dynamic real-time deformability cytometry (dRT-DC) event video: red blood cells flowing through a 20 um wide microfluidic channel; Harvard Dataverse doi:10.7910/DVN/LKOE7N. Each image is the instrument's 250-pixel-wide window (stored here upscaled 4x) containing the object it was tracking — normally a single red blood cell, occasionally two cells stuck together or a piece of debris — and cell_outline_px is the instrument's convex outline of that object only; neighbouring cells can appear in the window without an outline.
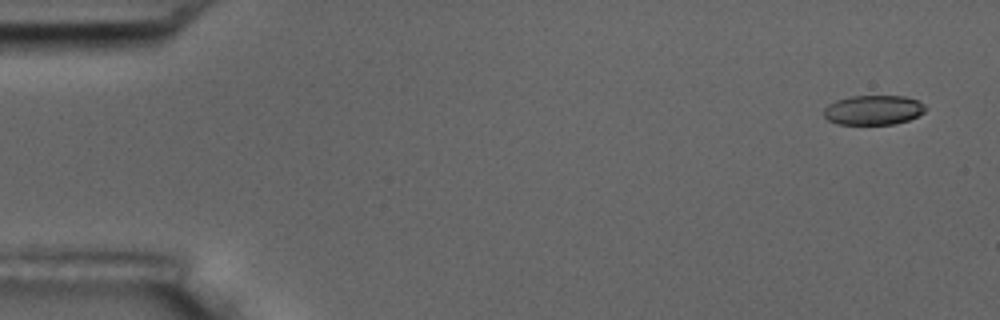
{"species": "common noctule bat (a hibernating species)", "species_latin": "Nyctalus noctula", "temperature_condition": "room temperature", "stored_images_in_passage": 5, "camera_frame_rate_fps": 3000, "um_per_image_px": 0.085, "animal": {"sex": "male", "body_mass_g": 17.5, "forearm_length_mm": 52.3}, "frame": {"image": 1, "passage_image": 1, "time_ms": 0.0, "image_size_px": [1000, 320], "cell_outline_px": [[928, 108], [924, 112], [908, 120], [896, 124], [836, 124], [828, 120], [824, 116], [824, 108], [828, 104], [836, 100], [852, 96], [904, 96], [916, 100], [924, 104]], "centroid_in_image_um": [74.23, 9.35], "position_along_channel_um": 10.8, "area_um2": 17.57}}